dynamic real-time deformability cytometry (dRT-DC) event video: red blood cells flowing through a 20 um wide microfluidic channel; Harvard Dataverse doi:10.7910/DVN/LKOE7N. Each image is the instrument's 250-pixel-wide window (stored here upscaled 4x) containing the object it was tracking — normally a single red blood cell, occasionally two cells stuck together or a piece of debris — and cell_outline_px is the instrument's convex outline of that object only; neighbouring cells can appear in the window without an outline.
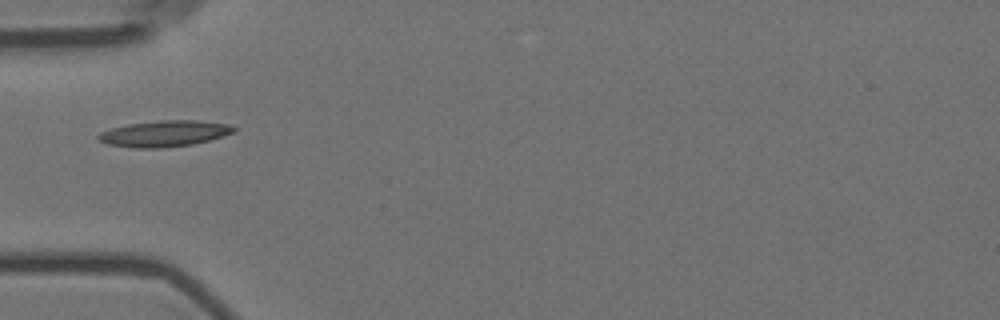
{"species": "Egyptian fruit bat (a non-hibernating species)", "species_latin": "Rousettus aegyptiacus", "temperature_condition": "room temperature", "stored_images_in_passage": 6, "camera_frame_rate_fps": 3000, "um_per_image_px": 0.085, "animal": {"sex": "female"}, "frame": {"image": 1, "passage_image": 1, "time_ms": 0.0, "image_size_px": [1000, 320], "cell_outline_px": [[236, 132], [208, 140], [192, 144], [164, 148], [132, 148], [108, 144], [100, 140], [96, 136], [100, 132], [112, 128], [128, 124], [160, 120], [196, 120], [232, 124], [236, 128]], "centroid_in_image_um": [14.0, 11.35], "position_along_channel_um": 71.0, "area_um2": 20.69}}
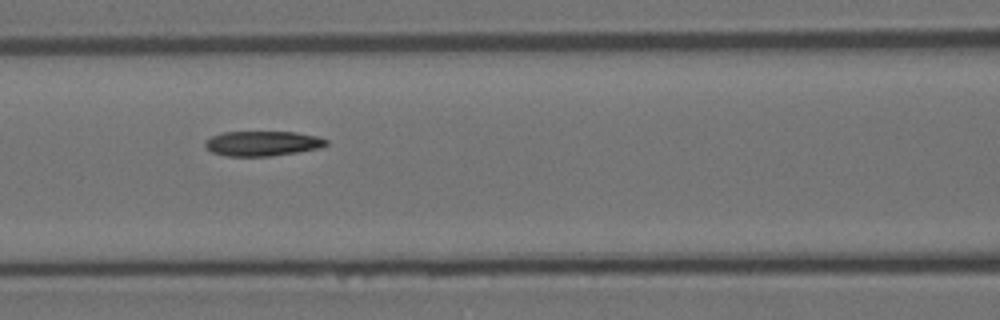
{"frame": {"image": 2, "passage_image": 3, "time_ms": 0.667, "image_size_px": [1000, 320], "cell_outline_px": [[328, 144], [320, 148], [272, 156], [228, 156], [212, 152], [204, 144], [204, 140], [212, 136], [224, 132], [292, 132], [316, 136], [328, 140]], "centroid_in_image_um": [22.3, 12.19], "position_along_channel_um": 144.3, "area_um2": 17.46}}
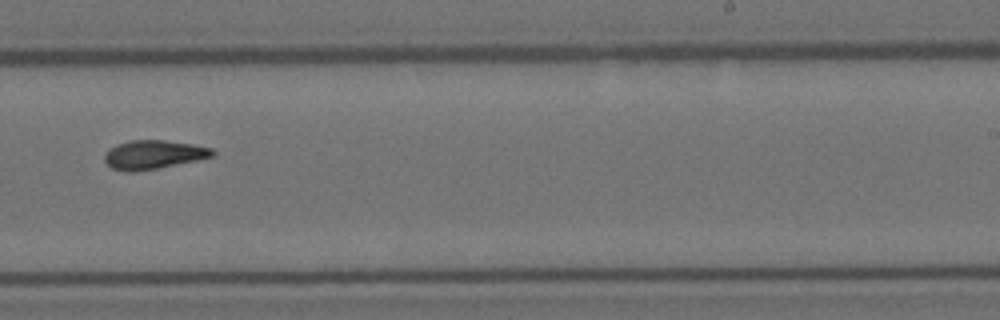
{"frame": {"image": 3, "passage_image": 6, "time_ms": 1.667, "image_size_px": [1000, 320], "cell_outline_px": [[216, 156], [136, 172], [128, 172], [112, 168], [104, 160], [104, 156], [116, 144], [132, 140], [164, 140], [192, 144], [212, 148], [216, 152]], "centroid_in_image_um": [13.08, 13.14], "position_along_channel_um": 275.9, "area_um2": 17.92}}